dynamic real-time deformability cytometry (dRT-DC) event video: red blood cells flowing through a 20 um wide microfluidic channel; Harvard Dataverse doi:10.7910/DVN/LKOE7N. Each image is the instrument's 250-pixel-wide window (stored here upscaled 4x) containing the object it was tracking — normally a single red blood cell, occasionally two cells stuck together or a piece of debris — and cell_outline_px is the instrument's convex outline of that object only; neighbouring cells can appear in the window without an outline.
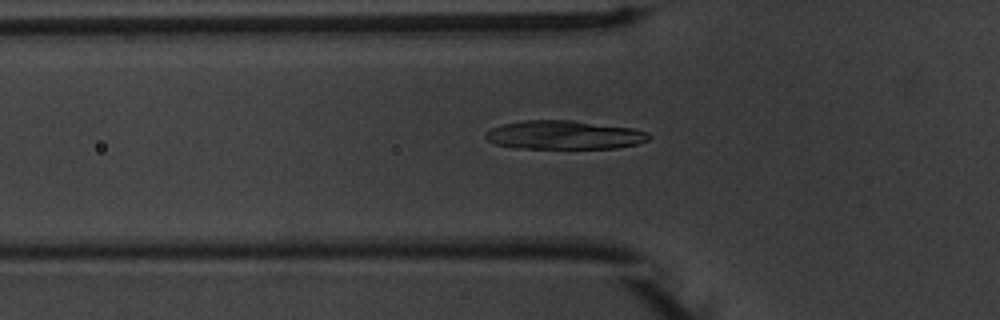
{"species": "common noctule bat (a hibernating species)", "species_latin": "Nyctalus noctula", "temperature_condition": "warm", "stored_images_in_passage": 53, "camera_frame_rate_fps": 3000, "um_per_image_px": 0.085, "animal": {"sex": "male", "body_mass_g": 20.1, "forearm_length_mm": 53.5}, "frame": {"image": 1, "passage_image": 18, "time_ms": 5.667, "image_size_px": [1000, 320], "cell_outline_px": [[652, 136], [648, 140], [636, 144], [616, 148], [520, 148], [496, 144], [488, 140], [484, 136], [484, 132], [492, 128], [504, 124], [524, 120], [572, 120], [632, 128], [648, 132]], "centroid_in_image_um": [47.96, 11.47], "position_along_channel_um": 77.8, "area_um2": 27.22}}
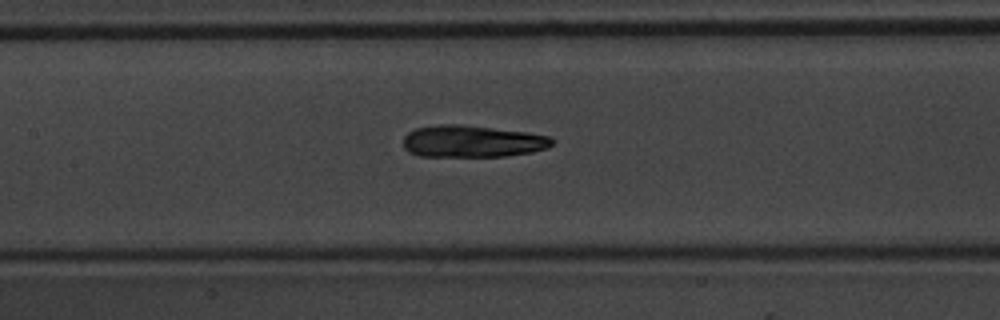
{"frame": {"image": 2, "passage_image": 25, "time_ms": 8.0, "image_size_px": [1000, 320], "cell_outline_px": [[552, 144], [548, 148], [532, 152], [504, 156], [420, 156], [408, 152], [404, 148], [404, 136], [408, 132], [416, 128], [440, 124], [464, 124], [524, 132], [548, 136], [552, 140]], "centroid_in_image_um": [40.1, 12.01], "position_along_channel_um": 167.3, "area_um2": 27.63}}
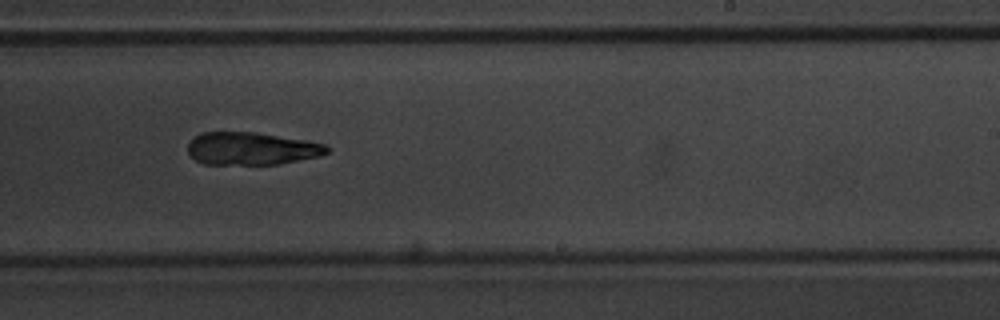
{"frame": {"image": 3, "passage_image": 33, "time_ms": 10.667, "image_size_px": [1000, 320], "cell_outline_px": [[328, 152], [320, 156], [276, 164], [204, 164], [196, 160], [188, 152], [188, 144], [200, 132], [256, 132], [304, 140], [324, 144], [328, 148]], "centroid_in_image_um": [21.35, 12.62], "position_along_channel_um": 267.6, "area_um2": 26.18}, "authors_computed_cell_mechanics": {"area_um2": 26.7036, "velocity_mm_per_s": 3.7797, "shape_relaxation_time_tau1_ms": 3.6942, "shape_relaxation_time_tau2_ms": 4.5009, "deformation_change_tau1": 0.1303, "deformation_change_tau2": 0.0967}}